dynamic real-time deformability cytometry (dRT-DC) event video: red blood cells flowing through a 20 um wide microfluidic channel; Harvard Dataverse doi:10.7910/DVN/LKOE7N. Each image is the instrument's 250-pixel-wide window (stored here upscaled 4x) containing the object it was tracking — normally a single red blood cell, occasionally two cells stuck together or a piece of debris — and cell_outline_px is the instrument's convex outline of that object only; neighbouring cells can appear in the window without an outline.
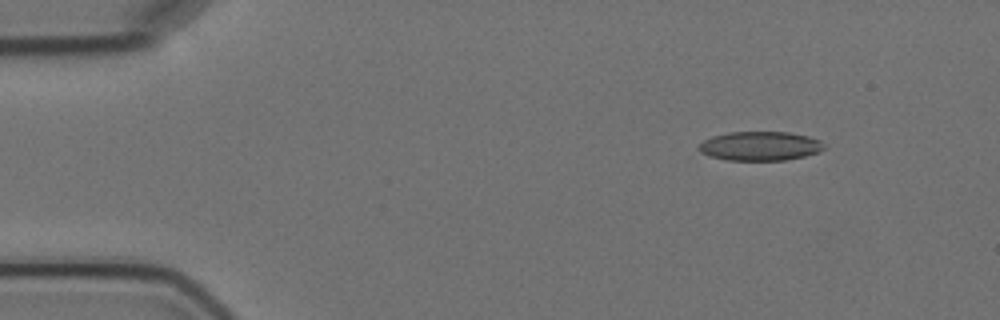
{"species": "Egyptian fruit bat (a non-hibernating species)", "species_latin": "Rousettus aegyptiacus", "temperature_condition": "cold", "stored_images_in_passage": 4, "camera_frame_rate_fps": 3000, "um_per_image_px": 0.085, "animal": {"sex": "female"}, "frame": {"image": 1, "passage_image": 2, "time_ms": 1.667, "image_size_px": [1000, 320], "cell_outline_px": [[828, 148], [820, 152], [804, 156], [784, 160], [728, 160], [708, 156], [700, 152], [696, 148], [704, 140], [712, 136], [728, 132], [788, 132], [808, 136], [820, 140], [828, 144]], "centroid_in_image_um": [64.65, 12.41], "position_along_channel_um": 20.4, "area_um2": 21.56}}
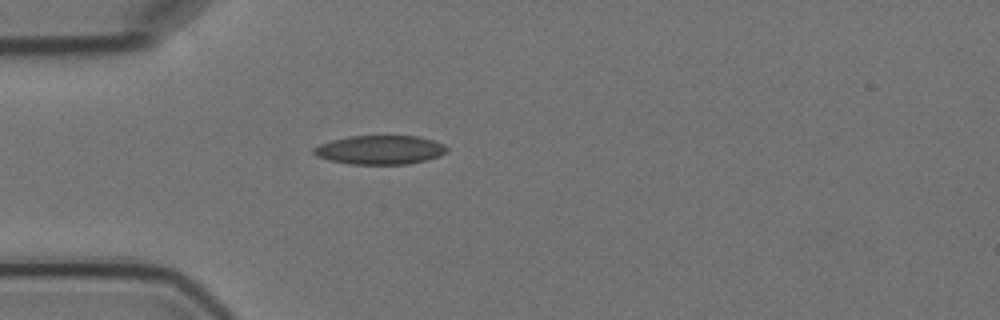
{"frame": {"image": 2, "passage_image": 4, "time_ms": 4.667, "image_size_px": [1000, 320], "cell_outline_px": [[448, 152], [440, 156], [408, 164], [348, 164], [328, 160], [316, 156], [312, 152], [312, 148], [320, 144], [332, 140], [348, 136], [416, 136], [432, 140], [444, 144], [448, 148]], "centroid_in_image_um": [32.28, 12.74], "position_along_channel_um": 52.7, "area_um2": 22.54}}